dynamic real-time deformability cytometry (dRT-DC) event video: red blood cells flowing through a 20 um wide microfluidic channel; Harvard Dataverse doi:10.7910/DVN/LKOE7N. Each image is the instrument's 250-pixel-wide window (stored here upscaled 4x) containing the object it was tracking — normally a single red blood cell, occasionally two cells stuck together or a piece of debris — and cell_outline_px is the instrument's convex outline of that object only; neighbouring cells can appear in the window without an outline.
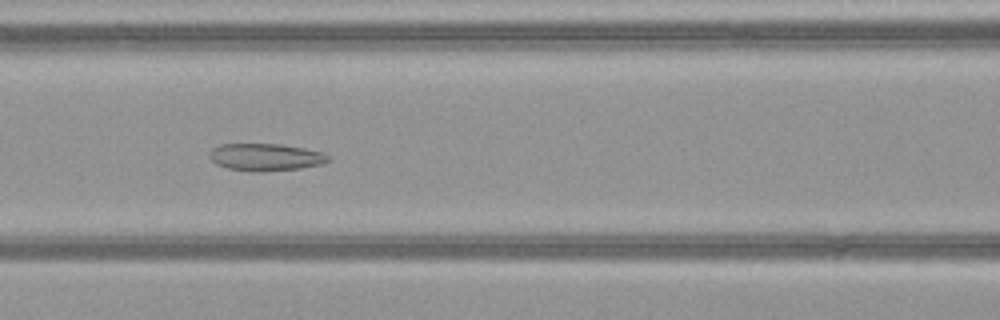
{"species": "common noctule bat (a hibernating species)", "species_latin": "Nyctalus noctula", "temperature_condition": "warm", "stored_images_in_passage": 52, "camera_frame_rate_fps": 3000, "um_per_image_px": 0.085, "animal": {"sex": "female", "body_mass_g": 21.9}, "frame": {"image": 1, "passage_image": 24, "time_ms": 7.667, "image_size_px": [1000, 320], "cell_outline_px": [[332, 160], [324, 164], [300, 168], [264, 172], [252, 172], [228, 168], [216, 164], [208, 156], [208, 152], [212, 148], [220, 144], [280, 144], [304, 148], [320, 152], [332, 156]], "centroid_in_image_um": [22.59, 13.36], "position_along_channel_um": 144.0, "area_um2": 19.19}}
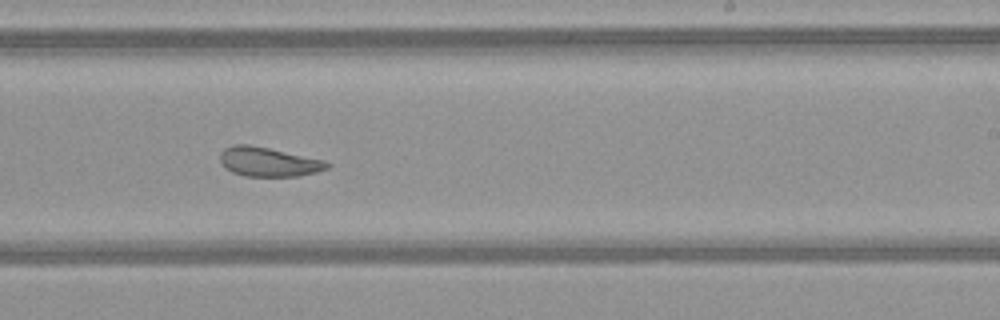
{"frame": {"image": 2, "passage_image": 33, "time_ms": 10.667, "image_size_px": [1000, 320], "cell_outline_px": [[332, 164], [328, 168], [316, 172], [300, 176], [244, 176], [232, 172], [224, 168], [220, 160], [220, 152], [224, 148], [232, 144], [248, 144], [268, 148], [324, 160]], "centroid_in_image_um": [22.79, 13.76], "position_along_channel_um": 266.2, "area_um2": 18.32}}
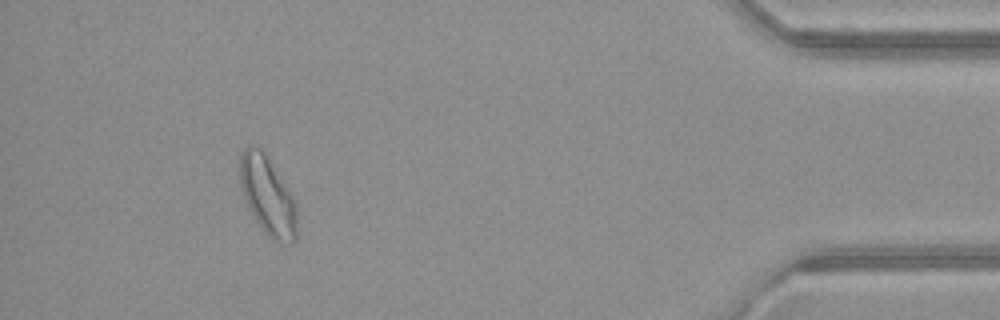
{"frame": {"image": 3, "passage_image": 48, "time_ms": 15.667, "image_size_px": [1000, 320], "cell_outline_px": [[296, 236], [292, 244], [280, 244], [272, 240], [264, 232], [248, 208], [240, 188], [240, 152], [248, 144], [256, 144], [260, 148], [292, 196], [296, 204]], "centroid_in_image_um": [22.72, 16.67], "position_along_channel_um": 412.5, "area_um2": 25.95}, "authors_computed_cell_mechanics": {"area_um2": 24.1315, "velocity_mm_per_s": 4.0808, "shape_relaxation_time_tau1_ms": null, "shape_relaxation_time_tau2_ms": 2.3699, "deformation_change_tau1": null, "deformation_change_tau2": 0.1032}}